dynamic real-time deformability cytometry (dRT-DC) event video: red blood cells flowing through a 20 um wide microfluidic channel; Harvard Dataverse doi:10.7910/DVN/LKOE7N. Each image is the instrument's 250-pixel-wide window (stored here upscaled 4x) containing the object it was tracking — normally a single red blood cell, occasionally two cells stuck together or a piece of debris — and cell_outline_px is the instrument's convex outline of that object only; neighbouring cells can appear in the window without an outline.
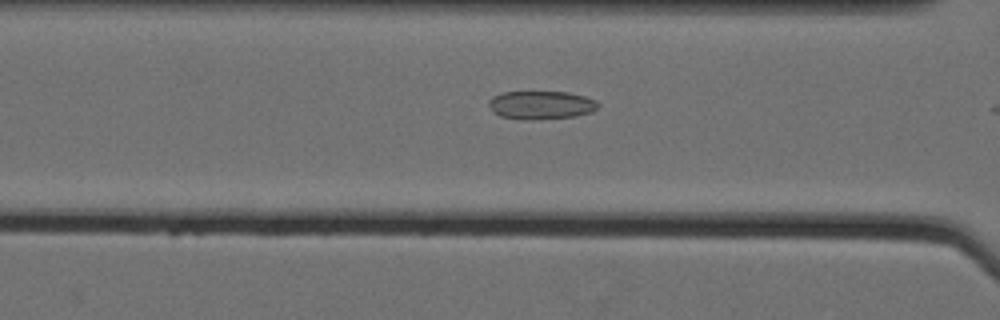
{"species": "Egyptian fruit bat (a non-hibernating species)", "species_latin": "Rousettus aegyptiacus", "temperature_condition": "cold", "stored_images_in_passage": 8, "camera_frame_rate_fps": 3000, "um_per_image_px": 0.085, "animal": {"sex": "female"}, "frame": {"image": 1, "passage_image": 4, "time_ms": 1.0, "image_size_px": [1000, 320], "cell_outline_px": [[600, 104], [592, 112], [576, 116], [528, 120], [500, 116], [492, 112], [488, 104], [488, 100], [492, 96], [504, 92], [568, 92], [584, 96], [596, 100]], "centroid_in_image_um": [45.97, 8.93], "position_along_channel_um": 120.6, "area_um2": 18.09}}
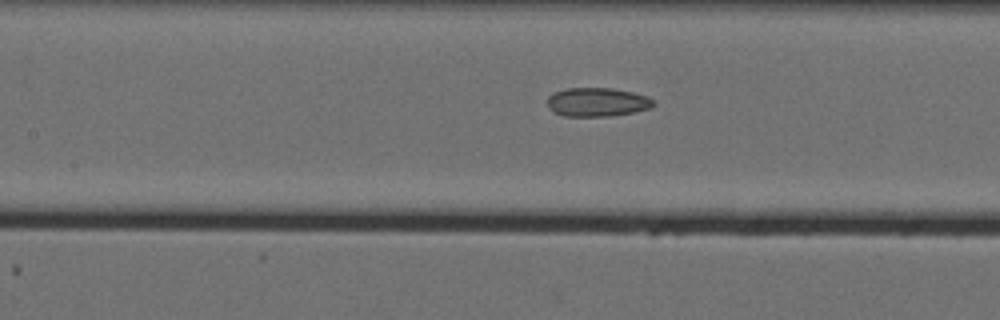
{"frame": {"image": 2, "passage_image": 7, "time_ms": 2.0, "image_size_px": [1000, 320], "cell_outline_px": [[656, 104], [652, 108], [612, 116], [564, 116], [552, 112], [548, 108], [548, 96], [552, 92], [568, 88], [612, 88], [632, 92], [648, 96], [656, 100]], "centroid_in_image_um": [50.78, 8.68], "position_along_channel_um": 156.6, "area_um2": 18.09}}